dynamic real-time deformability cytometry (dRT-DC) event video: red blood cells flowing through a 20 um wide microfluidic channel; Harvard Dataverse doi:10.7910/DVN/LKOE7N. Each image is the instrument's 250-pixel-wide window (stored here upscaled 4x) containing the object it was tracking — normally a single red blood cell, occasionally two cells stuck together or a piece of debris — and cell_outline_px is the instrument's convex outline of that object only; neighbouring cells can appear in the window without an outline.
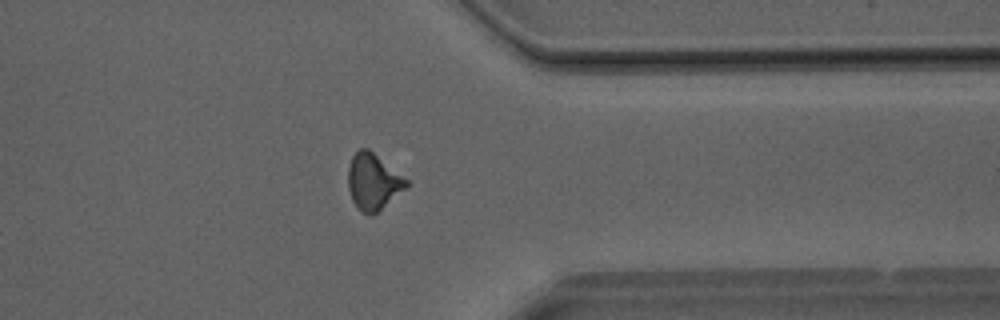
{"species": "Egyptian fruit bat (a non-hibernating species)", "species_latin": "Rousettus aegyptiacus", "temperature_condition": "room temperature", "stored_images_in_passage": 31, "camera_frame_rate_fps": 3000, "um_per_image_px": 0.085, "animal": {"sex": "male"}, "frame": {"image": 1, "passage_image": 22, "time_ms": 7.0, "image_size_px": [1000, 320], "cell_outline_px": [[408, 184], [404, 188], [376, 212], [364, 212], [352, 200], [348, 188], [348, 168], [352, 156], [360, 148], [368, 148], [408, 180]], "centroid_in_image_um": [31.68, 15.38], "position_along_channel_um": 379.7, "area_um2": 18.26}}